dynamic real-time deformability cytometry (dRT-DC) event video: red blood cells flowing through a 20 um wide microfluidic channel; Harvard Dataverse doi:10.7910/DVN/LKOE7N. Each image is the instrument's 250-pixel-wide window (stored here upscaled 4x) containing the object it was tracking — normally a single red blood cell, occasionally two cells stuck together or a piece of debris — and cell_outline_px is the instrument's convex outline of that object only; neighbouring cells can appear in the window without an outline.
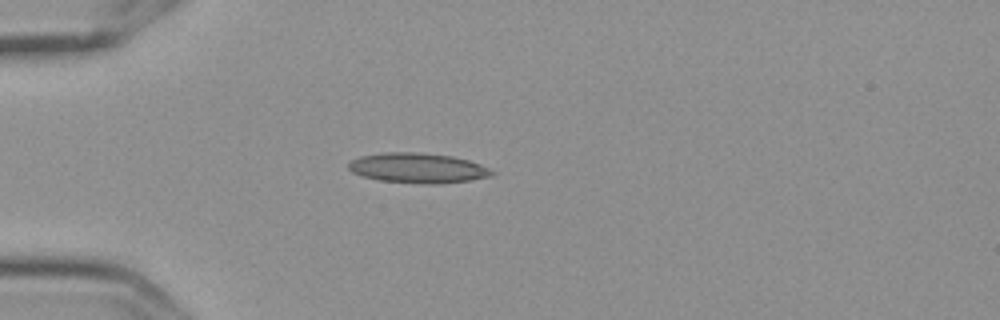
{"species": "Egyptian fruit bat (a non-hibernating species)", "species_latin": "Rousettus aegyptiacus", "temperature_condition": "cold", "stored_images_in_passage": 5, "camera_frame_rate_fps": 3000, "um_per_image_px": 0.085, "frame": {"image": 1, "passage_image": 2, "time_ms": 0.333, "image_size_px": [1000, 320], "cell_outline_px": [[496, 172], [492, 176], [468, 180], [440, 184], [424, 184], [380, 180], [364, 176], [352, 172], [348, 168], [348, 164], [352, 160], [360, 156], [384, 152], [420, 152], [452, 156], [468, 160], [480, 164]], "centroid_in_image_um": [35.52, 14.28], "position_along_channel_um": 49.5, "area_um2": 25.03}}
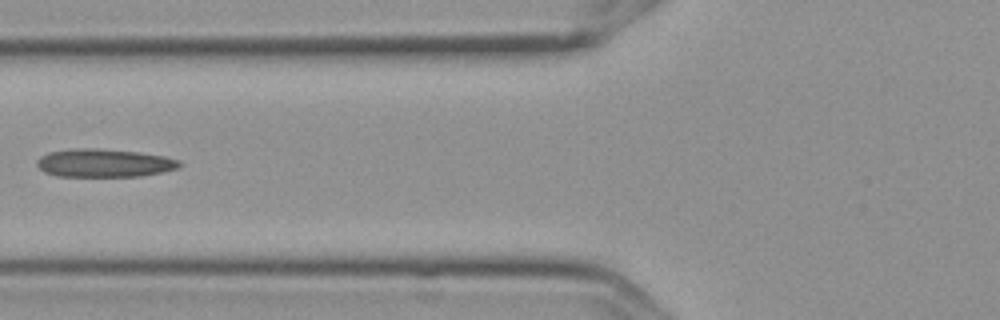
{"frame": {"image": 2, "passage_image": 4, "time_ms": 1.0, "image_size_px": [1000, 320], "cell_outline_px": [[180, 164], [176, 168], [160, 172], [140, 176], [56, 176], [44, 172], [36, 164], [36, 160], [40, 156], [48, 152], [72, 148], [96, 148], [140, 152], [164, 156], [180, 160]], "centroid_in_image_um": [8.8, 13.84], "position_along_channel_um": 117.0, "area_um2": 23.41}}
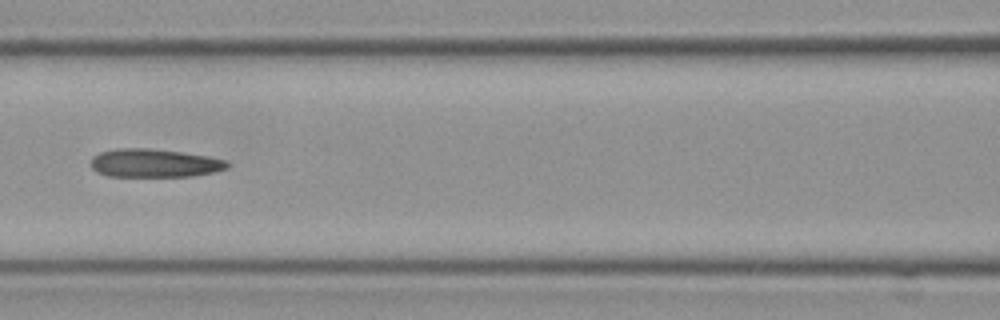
{"frame": {"image": 3, "passage_image": 5, "time_ms": 1.333, "image_size_px": [1000, 320], "cell_outline_px": [[232, 164], [228, 168], [212, 172], [188, 176], [108, 176], [96, 172], [92, 168], [92, 156], [100, 152], [116, 148], [148, 148], [180, 152], [208, 156], [228, 160]], "centroid_in_image_um": [13.13, 13.86], "position_along_channel_um": 153.5, "area_um2": 22.54}}